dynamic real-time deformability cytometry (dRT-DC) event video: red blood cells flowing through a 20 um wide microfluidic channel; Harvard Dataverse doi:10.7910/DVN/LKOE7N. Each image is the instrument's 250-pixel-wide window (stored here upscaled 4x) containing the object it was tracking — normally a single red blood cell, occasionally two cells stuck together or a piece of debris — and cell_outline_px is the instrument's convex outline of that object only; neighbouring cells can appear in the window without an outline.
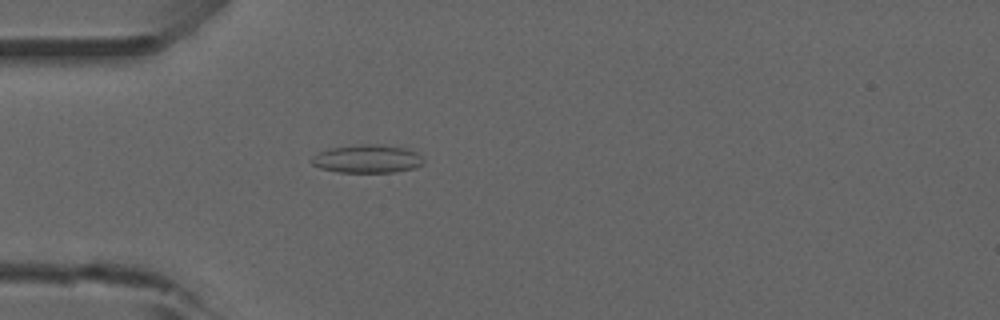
{"species": "common noctule bat (a hibernating species)", "species_latin": "Nyctalus noctula", "temperature_condition": "room temperature", "stored_images_in_passage": 40, "camera_frame_rate_fps": 3000, "um_per_image_px": 0.085, "animal": {"sex": "male", "forearm_length_mm": 52.5}, "frame": {"image": 1, "passage_image": 3, "time_ms": 0.667, "image_size_px": [1000, 320], "cell_outline_px": [[424, 164], [416, 168], [396, 172], [340, 172], [320, 168], [312, 164], [312, 156], [320, 152], [332, 148], [364, 144], [376, 144], [404, 148], [416, 152], [424, 160]], "centroid_in_image_um": [31.26, 13.51], "position_along_channel_um": 53.7, "area_um2": 18.21}}
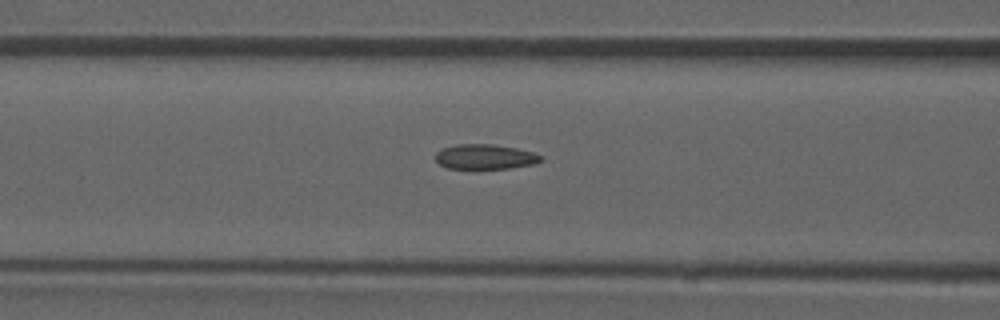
{"frame": {"image": 2, "passage_image": 9, "time_ms": 2.667, "image_size_px": [1000, 320], "cell_outline_px": [[544, 160], [532, 164], [508, 168], [448, 168], [440, 164], [436, 160], [436, 152], [444, 148], [456, 144], [492, 144], [516, 148], [532, 152], [544, 156]], "centroid_in_image_um": [41.26, 13.31], "position_along_channel_um": 125.3, "area_um2": 15.14}}
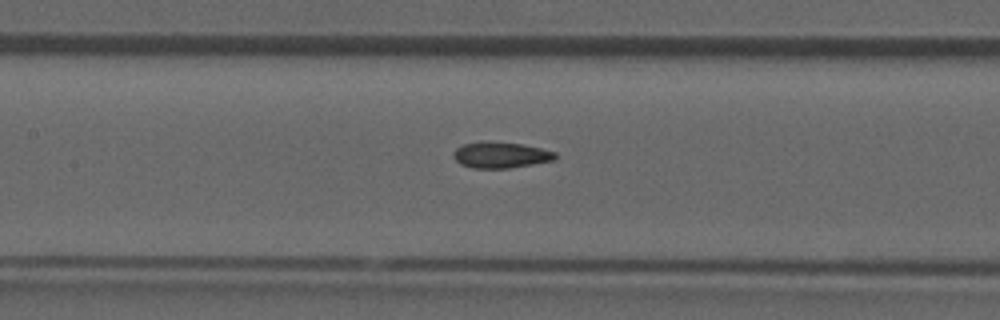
{"frame": {"image": 3, "passage_image": 12, "time_ms": 3.667, "image_size_px": [1000, 320], "cell_outline_px": [[556, 160], [508, 168], [472, 168], [460, 164], [452, 156], [452, 152], [456, 148], [464, 144], [484, 140], [520, 144], [540, 148], [556, 152]], "centroid_in_image_um": [42.52, 13.17], "position_along_channel_um": 164.9, "area_um2": 15.55}, "authors_computed_cell_mechanics": {"area_um2": 15.3459, "velocity_mm_per_s": 3.9441, "shape_relaxation_time_tau1_ms": null, "shape_relaxation_time_tau2_ms": 2.675, "deformation_change_tau1": null, "deformation_change_tau2": 0.109}}